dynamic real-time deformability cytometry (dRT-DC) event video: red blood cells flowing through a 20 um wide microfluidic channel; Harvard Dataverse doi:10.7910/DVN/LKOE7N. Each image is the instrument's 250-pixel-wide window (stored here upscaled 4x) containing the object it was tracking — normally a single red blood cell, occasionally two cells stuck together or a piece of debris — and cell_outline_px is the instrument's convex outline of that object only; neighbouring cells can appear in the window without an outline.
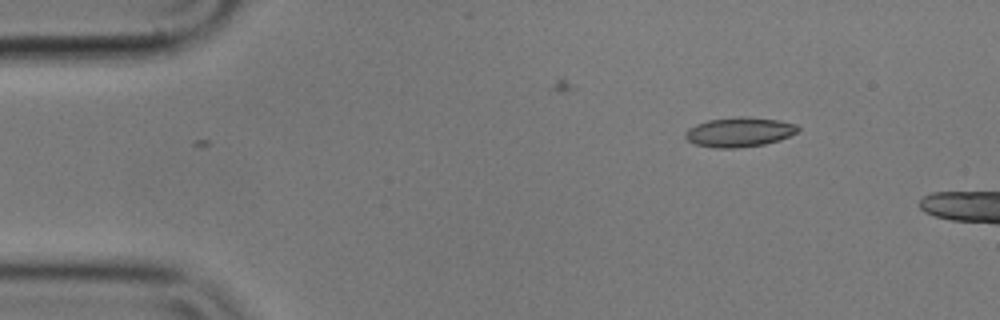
{"species": "common noctule bat (a hibernating species)", "species_latin": "Nyctalus noctula", "temperature_condition": "cold", "stored_images_in_passage": 2, "camera_frame_rate_fps": 3000, "um_per_image_px": 0.085, "animal": {"sex": "male", "body_mass_g": 17.9}, "frame": {"image": 1, "passage_image": 2, "time_ms": 0.333, "image_size_px": [1000, 320], "cell_outline_px": [[800, 128], [796, 132], [780, 140], [764, 144], [736, 148], [716, 148], [696, 144], [688, 140], [684, 136], [684, 132], [688, 128], [696, 124], [708, 120], [740, 116], [744, 116], [780, 120], [796, 124]], "centroid_in_image_um": [62.83, 11.22], "position_along_channel_um": 22.2, "area_um2": 19.42}}